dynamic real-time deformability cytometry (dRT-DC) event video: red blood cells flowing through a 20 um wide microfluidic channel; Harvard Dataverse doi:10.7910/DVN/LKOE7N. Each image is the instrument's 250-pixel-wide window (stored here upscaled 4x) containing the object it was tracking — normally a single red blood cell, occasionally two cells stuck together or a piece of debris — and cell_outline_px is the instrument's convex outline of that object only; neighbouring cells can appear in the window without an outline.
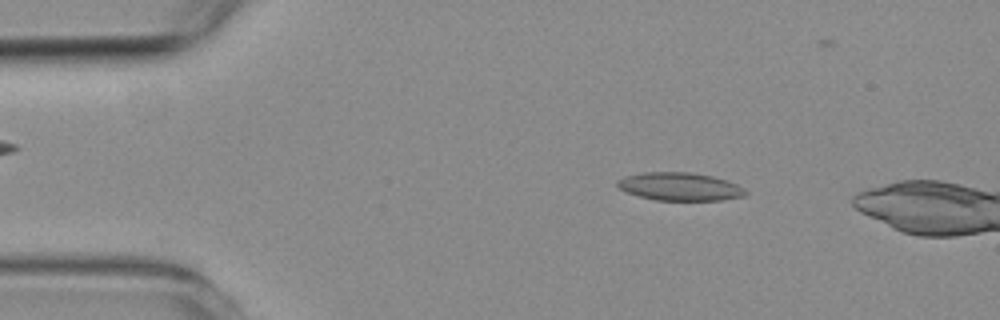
{"species": "common noctule bat (a hibernating species)", "species_latin": "Nyctalus noctula", "temperature_condition": "room temperature", "stored_images_in_passage": 4, "camera_frame_rate_fps": 3000, "um_per_image_px": 0.085, "animal": {"sex": "female", "body_mass_g": 19.3, "forearm_length_mm": 54.1}, "frame": {"image": 1, "passage_image": 2, "time_ms": 1.333, "image_size_px": [1000, 320], "cell_outline_px": [[748, 192], [744, 196], [720, 200], [656, 200], [640, 196], [628, 192], [620, 188], [616, 184], [616, 180], [624, 176], [644, 172], [692, 172], [712, 176], [728, 180], [744, 188]], "centroid_in_image_um": [57.79, 15.85], "position_along_channel_um": 27.2, "area_um2": 20.92}}